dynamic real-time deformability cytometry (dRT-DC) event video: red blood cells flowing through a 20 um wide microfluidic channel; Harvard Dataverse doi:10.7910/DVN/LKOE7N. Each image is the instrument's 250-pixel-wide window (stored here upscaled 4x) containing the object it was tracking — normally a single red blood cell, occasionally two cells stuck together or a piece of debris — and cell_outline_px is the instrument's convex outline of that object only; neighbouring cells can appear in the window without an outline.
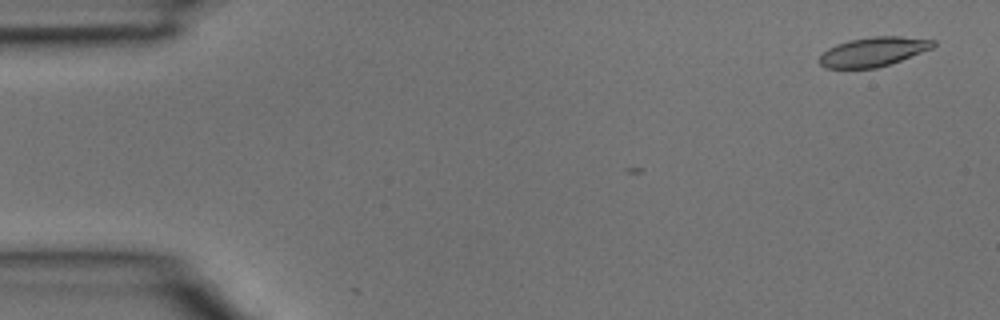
{"species": "common noctule bat (a hibernating species)", "species_latin": "Nyctalus noctula", "temperature_condition": "room temperature", "stored_images_in_passage": 5, "camera_frame_rate_fps": 3000, "um_per_image_px": 0.085, "animal": {"sex": "male", "body_mass_g": 15.6}, "frame": {"image": 1, "passage_image": 1, "time_ms": 0.0, "image_size_px": [1000, 320], "cell_outline_px": [[936, 44], [932, 48], [900, 60], [876, 68], [824, 68], [820, 64], [820, 56], [828, 48], [836, 44], [848, 40], [872, 36], [900, 36], [936, 40]], "centroid_in_image_um": [74.22, 4.38], "position_along_channel_um": 10.8, "area_um2": 19.31}}
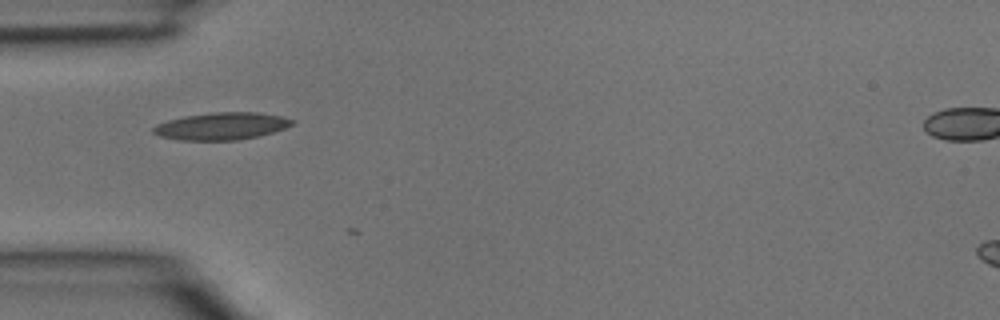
{"frame": {"image": 2, "passage_image": 4, "time_ms": 1.0, "image_size_px": [1000, 320], "cell_outline_px": [[296, 120], [292, 124], [284, 128], [260, 136], [236, 140], [176, 140], [160, 136], [152, 132], [152, 128], [156, 124], [168, 120], [184, 116], [216, 112], [256, 112], [280, 116]], "centroid_in_image_um": [18.8, 10.72], "position_along_channel_um": 66.2, "area_um2": 22.02}}